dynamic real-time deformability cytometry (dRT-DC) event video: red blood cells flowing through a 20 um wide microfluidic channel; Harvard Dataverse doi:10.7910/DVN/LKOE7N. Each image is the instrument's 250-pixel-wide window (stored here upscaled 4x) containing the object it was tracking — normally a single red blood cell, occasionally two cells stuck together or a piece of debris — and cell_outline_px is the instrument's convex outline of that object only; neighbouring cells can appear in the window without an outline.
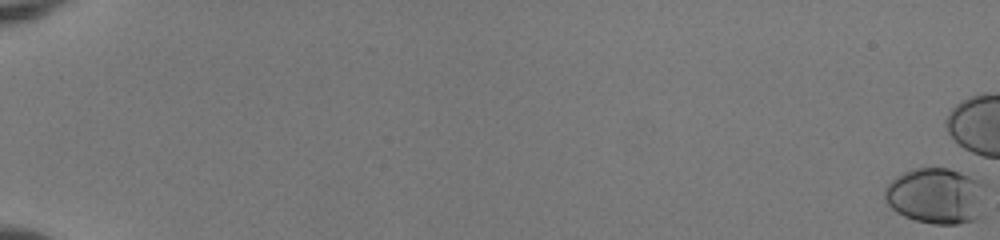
{"species": "human", "species_latin": "Homo sapiens", "temperature_condition": "room temperature", "stored_images_in_passage": 13, "camera_frame_rate_fps": 3000, "um_per_image_px": 0.085, "donor": {"sex": "female"}, "frame": {"image": 1, "passage_image": 1, "time_ms": 0.0, "image_size_px": [1000, 240], "cell_outline_px": [[984, 216], [976, 220], [956, 224], [932, 224], [916, 220], [904, 216], [896, 212], [888, 204], [884, 196], [884, 188], [896, 176], [904, 172], [916, 168], [948, 168], [984, 180]], "centroid_in_image_um": [79.63, 16.65], "position_along_channel_um": 5.4, "area_um2": 33.58}}